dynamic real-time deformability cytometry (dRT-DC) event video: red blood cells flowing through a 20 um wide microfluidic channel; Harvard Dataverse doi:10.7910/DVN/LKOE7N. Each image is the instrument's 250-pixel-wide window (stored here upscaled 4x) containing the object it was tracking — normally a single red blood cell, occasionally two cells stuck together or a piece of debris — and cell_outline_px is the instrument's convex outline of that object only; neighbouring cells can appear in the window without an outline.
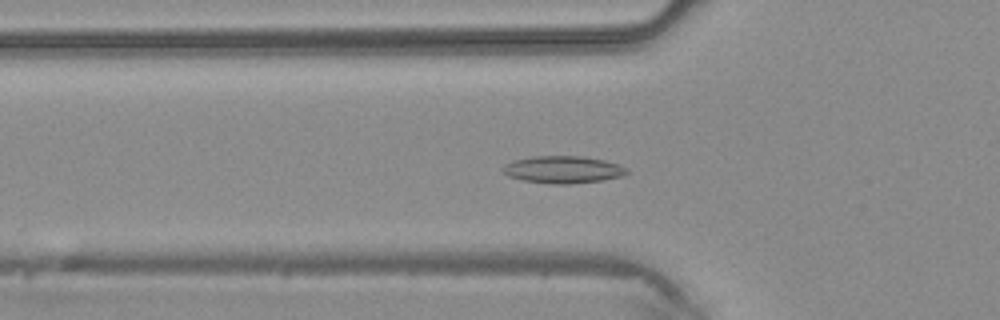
{"species": "common noctule bat (a hibernating species)", "species_latin": "Nyctalus noctula", "temperature_condition": "warm", "stored_images_in_passage": 43, "camera_frame_rate_fps": 3000, "um_per_image_px": 0.085, "animal": {"sex": "male", "body_mass_g": 20.4}, "frame": {"image": 1, "passage_image": 15, "time_ms": 4.667, "image_size_px": [1000, 320], "cell_outline_px": [[628, 172], [624, 176], [600, 180], [572, 184], [552, 184], [524, 180], [508, 176], [500, 168], [504, 164], [512, 160], [532, 156], [580, 156], [604, 160], [628, 168]], "centroid_in_image_um": [47.82, 14.41], "position_along_channel_um": 78.0, "area_um2": 19.71}}
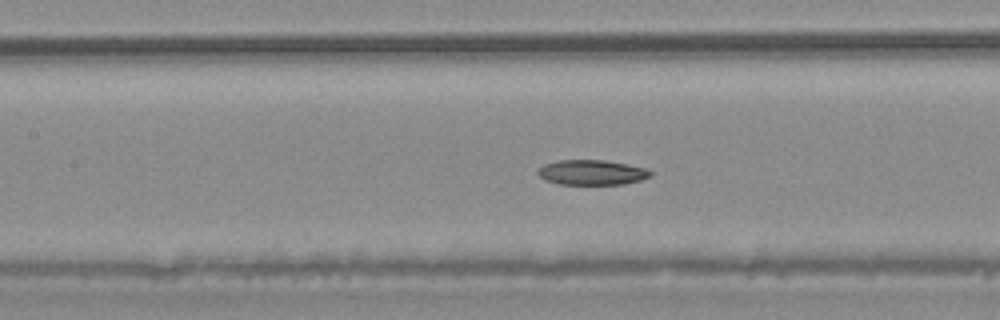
{"frame": {"image": 2, "passage_image": 20, "time_ms": 6.333, "image_size_px": [1000, 320], "cell_outline_px": [[652, 176], [640, 180], [624, 184], [560, 184], [544, 180], [536, 172], [544, 164], [560, 160], [604, 160], [628, 164], [644, 168], [652, 172]], "centroid_in_image_um": [50.3, 14.66], "position_along_channel_um": 157.1, "area_um2": 16.36}}
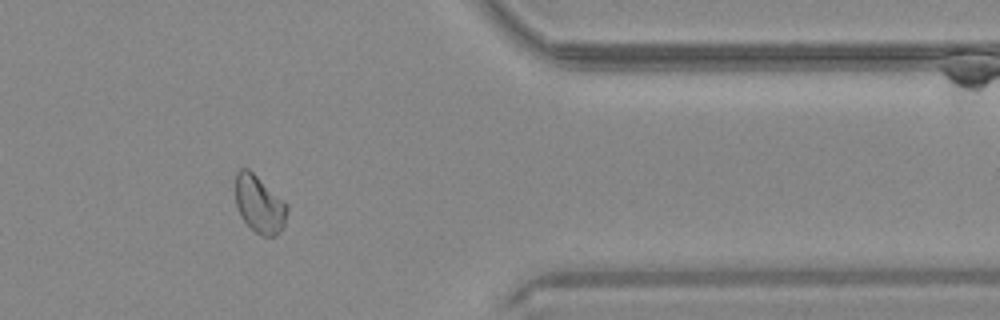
{"frame": {"image": 3, "passage_image": 36, "time_ms": 11.667, "image_size_px": [1000, 320], "cell_outline_px": [[288, 212], [284, 224], [280, 232], [276, 236], [260, 236], [240, 216], [236, 204], [236, 172], [240, 168], [248, 168], [284, 200], [288, 204]], "centroid_in_image_um": [22.07, 17.36], "position_along_channel_um": 389.3, "area_um2": 17.34}}